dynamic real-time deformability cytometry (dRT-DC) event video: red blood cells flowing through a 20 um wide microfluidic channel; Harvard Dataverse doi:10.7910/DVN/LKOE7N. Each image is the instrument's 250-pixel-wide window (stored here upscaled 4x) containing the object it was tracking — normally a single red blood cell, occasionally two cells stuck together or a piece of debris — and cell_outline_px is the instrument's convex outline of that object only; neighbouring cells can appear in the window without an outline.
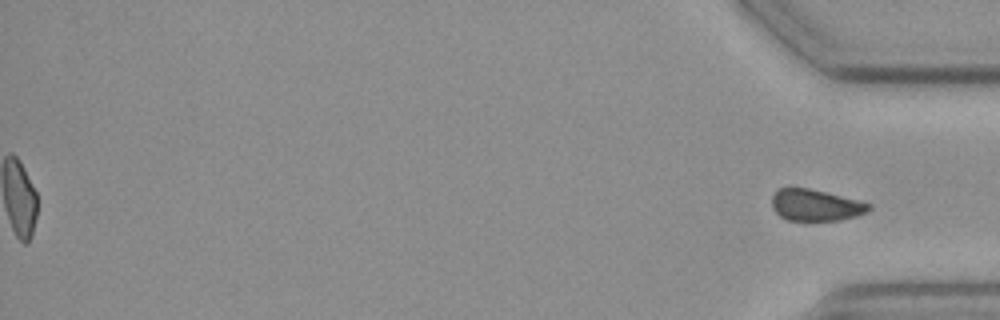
{"species": "common noctule bat (a hibernating species)", "species_latin": "Nyctalus noctula", "temperature_condition": "cold", "stored_images_in_passage": 60, "segment_of_instrument_passage": [2, 2], "camera_frame_rate_fps": 3000, "um_per_image_px": 0.085, "animal": {"sex": "female", "body_mass_g": 19.3, "forearm_length_mm": 54.1}, "frame": {"image": 1, "passage_image": 60, "time_ms": 19.667, "image_size_px": [1000, 320], "cell_outline_px": [[872, 208], [868, 212], [856, 216], [840, 220], [788, 220], [780, 216], [772, 208], [772, 196], [776, 188], [808, 188], [872, 204]], "centroid_in_image_um": [69.31, 17.44], "position_along_channel_um": 365.9, "area_um2": 17.69}}